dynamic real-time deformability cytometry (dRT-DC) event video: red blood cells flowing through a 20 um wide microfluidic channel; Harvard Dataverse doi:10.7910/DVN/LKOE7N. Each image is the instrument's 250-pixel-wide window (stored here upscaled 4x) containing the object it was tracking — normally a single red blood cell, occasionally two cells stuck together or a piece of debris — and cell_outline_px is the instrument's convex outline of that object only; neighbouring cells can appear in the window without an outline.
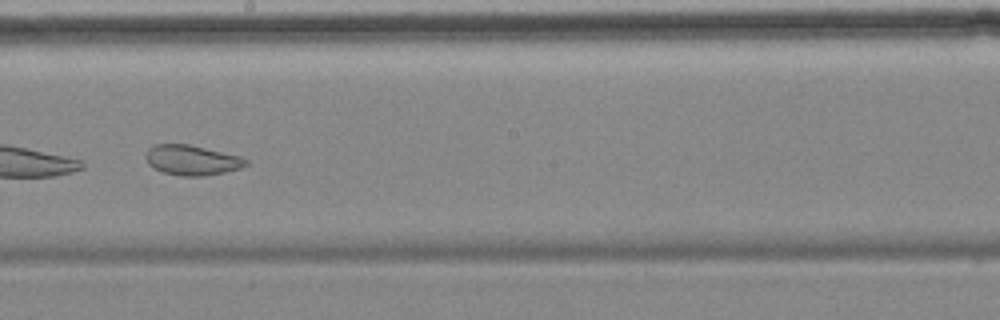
{"species": "common noctule bat (a hibernating species)", "species_latin": "Nyctalus noctula", "temperature_condition": "cold", "stored_images_in_passage": 10, "camera_frame_rate_fps": 3000, "um_per_image_px": 0.085, "animal": {"sex": "female", "body_mass_g": 18.4}, "frame": {"image": 1, "passage_image": 9, "time_ms": 9.333, "image_size_px": [1000, 320], "cell_outline_px": [[248, 164], [240, 168], [224, 172], [204, 176], [180, 176], [164, 172], [152, 168], [148, 164], [144, 156], [148, 148], [156, 144], [188, 144], [240, 156], [248, 160]], "centroid_in_image_um": [16.28, 13.61], "position_along_channel_um": 231.9, "area_um2": 17.57}}